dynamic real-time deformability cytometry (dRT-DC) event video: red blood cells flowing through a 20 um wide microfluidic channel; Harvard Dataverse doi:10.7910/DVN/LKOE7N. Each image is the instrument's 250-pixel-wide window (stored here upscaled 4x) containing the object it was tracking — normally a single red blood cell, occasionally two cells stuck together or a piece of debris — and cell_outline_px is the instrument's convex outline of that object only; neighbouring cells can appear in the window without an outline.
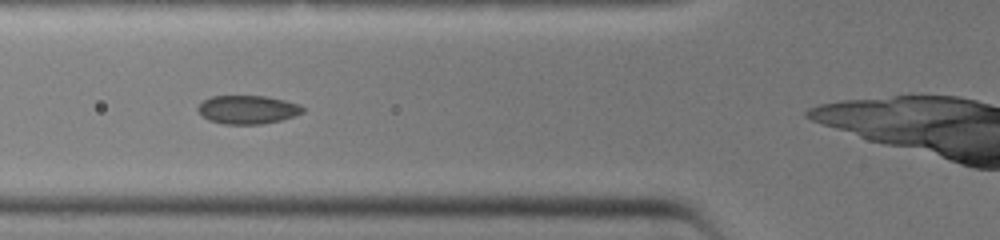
{"species": "common noctule bat (a hibernating species)", "species_latin": "Nyctalus noctula", "temperature_condition": "warm", "stored_images_in_passage": 6, "camera_frame_rate_fps": 3000, "um_per_image_px": 0.085, "animal": {"sex": "female", "body_mass_g": 19.0, "forearm_length_mm": 51.5}, "frame": {"image": 1, "passage_image": 4, "time_ms": 1.0, "image_size_px": [1000, 240], "cell_outline_px": [[304, 112], [280, 120], [260, 124], [224, 124], [208, 120], [196, 108], [204, 100], [212, 96], [264, 96], [284, 100], [300, 104], [304, 108]], "centroid_in_image_um": [21.05, 9.31], "position_along_channel_um": 104.8, "area_um2": 17.22}}